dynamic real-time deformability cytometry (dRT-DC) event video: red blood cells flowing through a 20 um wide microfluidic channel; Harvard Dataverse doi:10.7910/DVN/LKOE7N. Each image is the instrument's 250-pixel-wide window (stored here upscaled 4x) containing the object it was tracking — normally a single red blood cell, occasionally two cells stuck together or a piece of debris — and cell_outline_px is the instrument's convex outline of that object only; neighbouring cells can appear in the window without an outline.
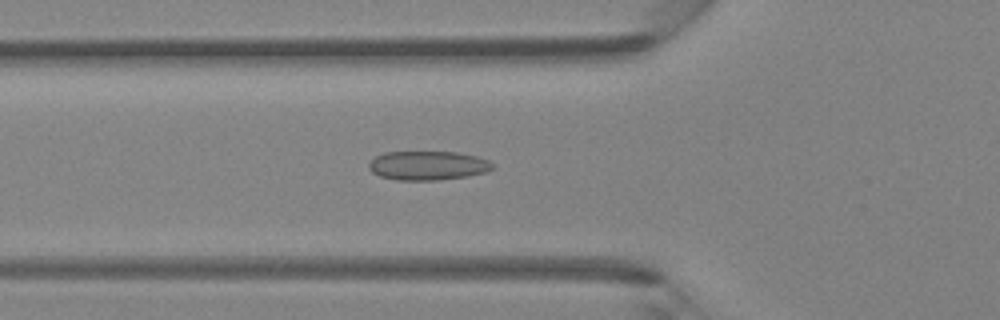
{"species": "Egyptian fruit bat (a non-hibernating species)", "species_latin": "Rousettus aegyptiacus", "temperature_condition": "room temperature", "stored_images_in_passage": 47, "camera_frame_rate_fps": 3000, "um_per_image_px": 0.085, "animal": {"sex": "female"}, "frame": {"image": 1, "passage_image": 17, "time_ms": 5.333, "image_size_px": [1000, 320], "cell_outline_px": [[492, 168], [484, 172], [468, 176], [436, 180], [396, 180], [380, 176], [372, 172], [368, 168], [368, 164], [376, 156], [384, 152], [456, 152], [476, 156], [488, 160], [492, 164]], "centroid_in_image_um": [36.32, 14.07], "position_along_channel_um": 89.5, "area_um2": 20.81}}
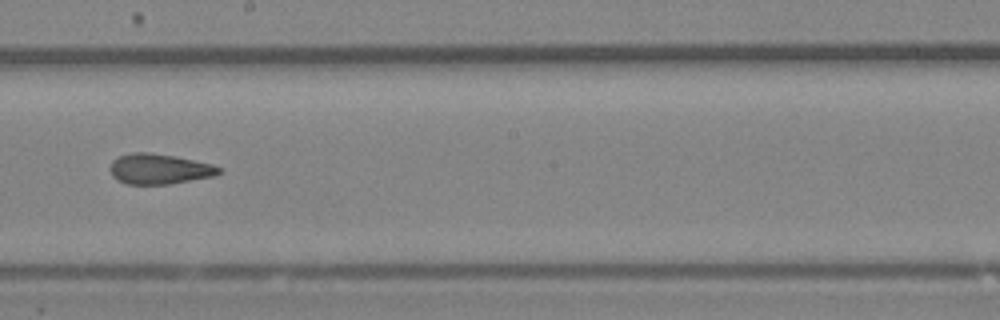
{"frame": {"image": 2, "passage_image": 27, "time_ms": 8.667, "image_size_px": [1000, 320], "cell_outline_px": [[220, 172], [216, 176], [168, 184], [128, 184], [116, 180], [112, 176], [112, 160], [120, 156], [136, 152], [148, 152], [172, 156], [212, 164], [220, 168]], "centroid_in_image_um": [13.54, 14.37], "position_along_channel_um": 234.7, "area_um2": 18.9}}
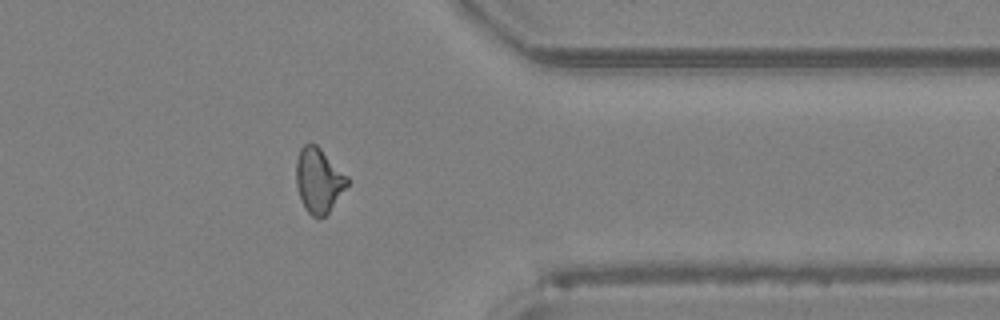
{"frame": {"image": 3, "passage_image": 38, "time_ms": 12.333, "image_size_px": [1000, 320], "cell_outline_px": [[352, 180], [328, 212], [324, 216], [312, 216], [304, 208], [296, 184], [296, 160], [300, 148], [304, 144], [316, 144]], "centroid_in_image_um": [27.1, 15.31], "position_along_channel_um": 384.3, "area_um2": 19.19}, "authors_computed_cell_mechanics": {"area_um2": 19.7098, "velocity_mm_per_s": 4.3685, "shape_relaxation_time_tau1_ms": 9.4281, "shape_relaxation_time_tau2_ms": 2.186, "deformation_change_tau1": 0.1643, "deformation_change_tau2": 0.0929}}